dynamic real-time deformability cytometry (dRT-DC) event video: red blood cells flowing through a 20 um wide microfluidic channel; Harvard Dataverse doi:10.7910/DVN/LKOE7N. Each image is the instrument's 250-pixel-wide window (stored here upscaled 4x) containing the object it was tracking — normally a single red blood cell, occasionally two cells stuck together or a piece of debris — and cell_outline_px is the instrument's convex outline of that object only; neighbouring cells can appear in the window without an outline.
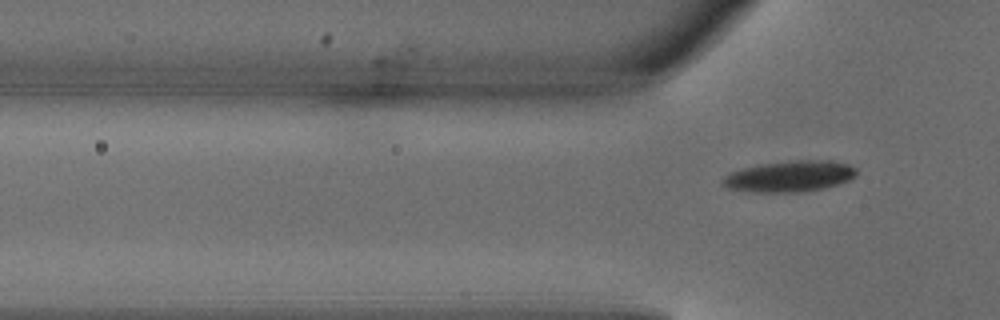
{"species": "common noctule bat (a hibernating species)", "species_latin": "Nyctalus noctula", "temperature_condition": "warm", "stored_images_in_passage": 5, "camera_frame_rate_fps": 3000, "um_per_image_px": 0.085, "animal": {"sex": "male", "body_mass_g": 18.8}, "frame": {"image": 1, "passage_image": 5, "time_ms": 1.333, "image_size_px": [1000, 320], "cell_outline_px": [[856, 176], [840, 184], [824, 188], [800, 192], [756, 192], [728, 188], [720, 184], [720, 180], [724, 176], [732, 172], [744, 168], [760, 164], [788, 160], [832, 160], [848, 164], [856, 168]], "centroid_in_image_um": [67.13, 14.98], "position_along_channel_um": 58.7, "area_um2": 24.39}}